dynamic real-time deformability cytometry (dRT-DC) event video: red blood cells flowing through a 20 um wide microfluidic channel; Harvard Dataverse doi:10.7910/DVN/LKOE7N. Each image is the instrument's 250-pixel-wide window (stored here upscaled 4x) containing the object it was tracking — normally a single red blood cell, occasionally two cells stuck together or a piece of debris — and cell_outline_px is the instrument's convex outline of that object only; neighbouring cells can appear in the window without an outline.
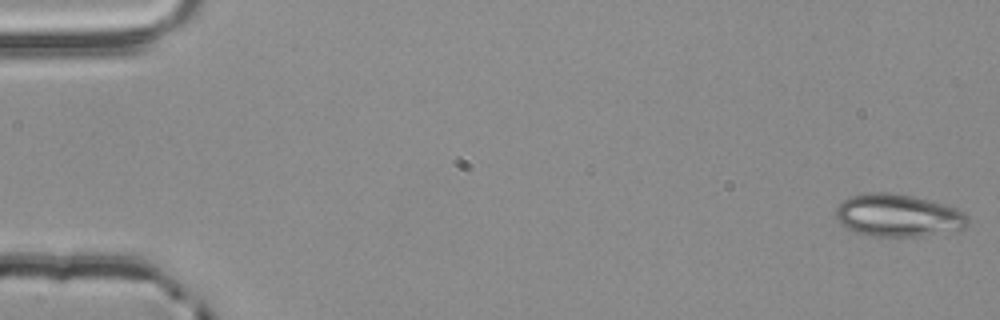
{"species": "common noctule bat (a hibernating species)", "species_latin": "Nyctalus noctula", "temperature_condition": "room temperature", "stored_images_in_passage": 54, "camera_frame_rate_fps": 3000, "um_per_image_px": 0.085, "animal": {"sex": "male", "body_mass_g": 20.4}, "frame": {"image": 1, "passage_image": 1, "time_ms": 0.0, "image_size_px": [1000, 320], "cell_outline_px": [[968, 224], [964, 228], [920, 236], [876, 236], [856, 232], [840, 224], [836, 220], [836, 208], [844, 200], [852, 196], [868, 192], [888, 192], [912, 196], [928, 200], [956, 208], [964, 212], [968, 216]], "centroid_in_image_um": [76.32, 18.3], "position_along_channel_um": 8.7, "area_um2": 32.37}}
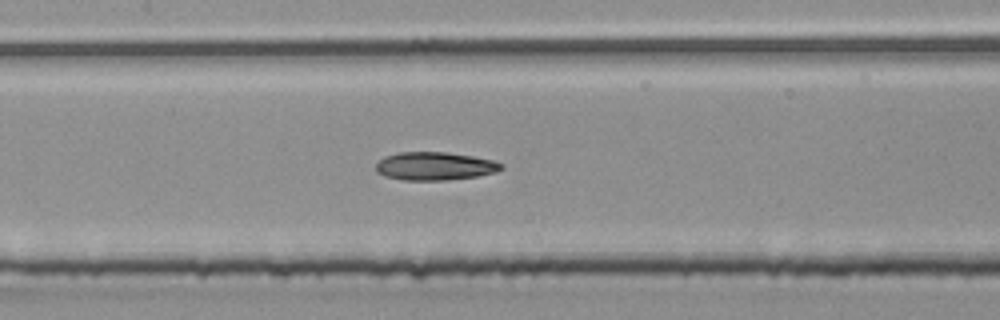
{"frame": {"image": 2, "passage_image": 26, "time_ms": 8.333, "image_size_px": [1000, 320], "cell_outline_px": [[504, 168], [496, 172], [476, 176], [444, 180], [404, 180], [384, 176], [376, 172], [376, 164], [384, 156], [396, 152], [448, 152], [496, 160], [504, 164]], "centroid_in_image_um": [36.97, 14.11], "position_along_channel_um": 170.4, "area_um2": 20.75}}
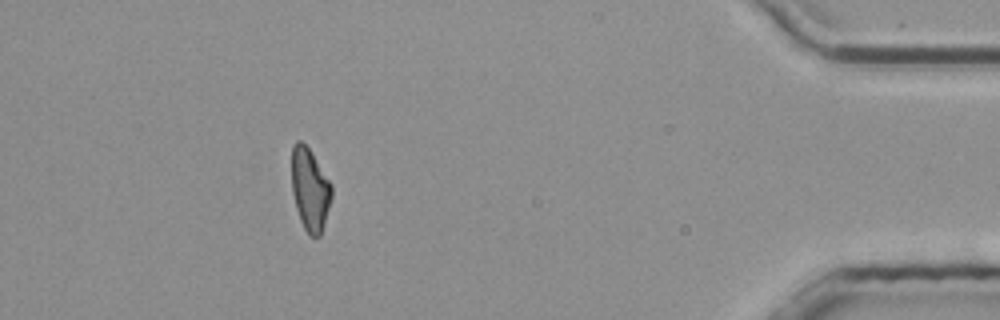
{"frame": {"image": 3, "passage_image": 49, "time_ms": 16.0, "image_size_px": [1000, 320], "cell_outline_px": [[332, 196], [324, 224], [320, 236], [308, 236], [300, 220], [296, 208], [292, 192], [292, 144], [296, 140], [300, 140], [308, 148], [332, 184]], "centroid_in_image_um": [26.34, 16.11], "position_along_channel_um": 408.9, "area_um2": 19.13}, "authors_computed_cell_mechanics": {"area_um2": 20.4034, "velocity_mm_per_s": 3.8592, "shape_relaxation_time_tau1_ms": null, "shape_relaxation_time_tau2_ms": 5.1611, "deformation_change_tau1": null, "deformation_change_tau2": 0.1369}}